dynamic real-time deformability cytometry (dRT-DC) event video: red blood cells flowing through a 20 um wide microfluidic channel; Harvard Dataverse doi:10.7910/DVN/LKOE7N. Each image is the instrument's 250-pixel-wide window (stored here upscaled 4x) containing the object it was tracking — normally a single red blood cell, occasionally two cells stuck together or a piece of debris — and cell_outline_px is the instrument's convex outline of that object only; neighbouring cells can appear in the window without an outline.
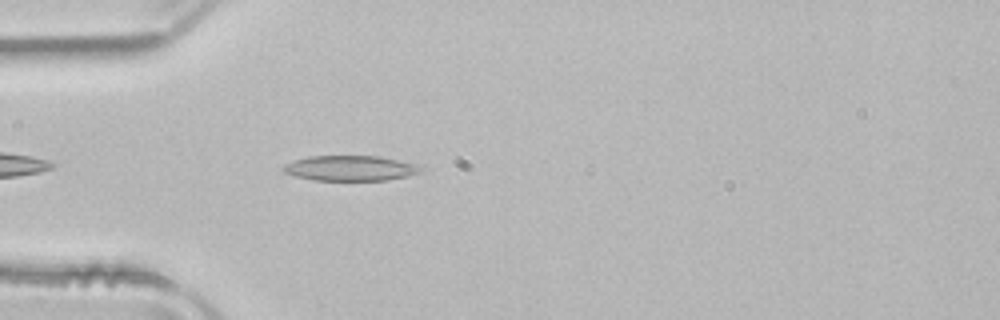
{"species": "common noctule bat (a hibernating species)", "species_latin": "Nyctalus noctula", "temperature_condition": "room temperature", "stored_images_in_passage": 14, "camera_frame_rate_fps": 3000, "um_per_image_px": 0.085, "animal": {"sex": "male", "body_mass_g": 21.5, "forearm_length_mm": 52.0}, "frame": {"image": 1, "passage_image": 3, "time_ms": 0.667, "image_size_px": [1000, 320], "cell_outline_px": [[424, 164], [420, 172], [408, 176], [388, 180], [316, 180], [296, 176], [284, 172], [280, 168], [284, 164], [292, 160], [308, 156], [380, 156]], "centroid_in_image_um": [29.83, 14.28], "position_along_channel_um": 55.2, "area_um2": 20.58}}